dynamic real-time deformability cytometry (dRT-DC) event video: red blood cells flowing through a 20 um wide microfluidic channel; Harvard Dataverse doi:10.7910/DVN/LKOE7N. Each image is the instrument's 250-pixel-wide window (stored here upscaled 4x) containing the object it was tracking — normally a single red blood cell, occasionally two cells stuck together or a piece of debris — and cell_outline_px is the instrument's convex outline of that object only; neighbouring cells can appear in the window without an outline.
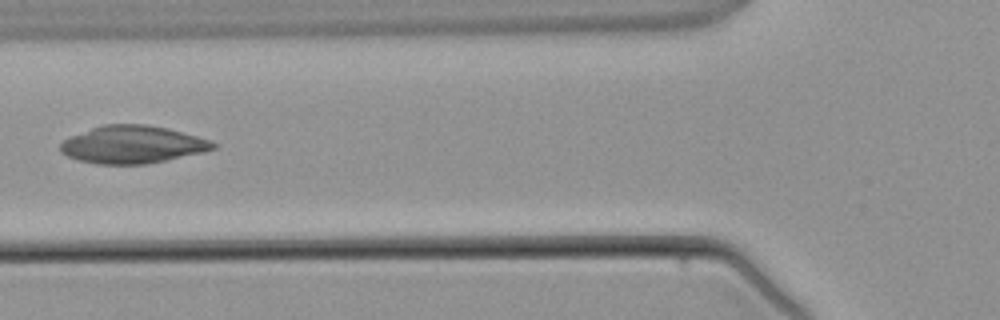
{"species": "common noctule bat (a hibernating species)", "species_latin": "Nyctalus noctula", "temperature_condition": "warm", "stored_images_in_passage": 5, "camera_frame_rate_fps": 3000, "um_per_image_px": 0.085, "animal": {"sex": "male", "body_mass_g": 21.5, "forearm_length_mm": 52.0}, "frame": {"image": 1, "passage_image": 5, "time_ms": 5.667, "image_size_px": [1000, 320], "cell_outline_px": [[216, 148], [204, 152], [144, 164], [96, 164], [80, 160], [68, 156], [60, 152], [60, 144], [64, 140], [72, 136], [92, 128], [104, 124], [144, 124], [168, 128], [212, 140], [216, 144]], "centroid_in_image_um": [11.28, 12.28], "position_along_channel_um": 114.5, "area_um2": 33.23}}